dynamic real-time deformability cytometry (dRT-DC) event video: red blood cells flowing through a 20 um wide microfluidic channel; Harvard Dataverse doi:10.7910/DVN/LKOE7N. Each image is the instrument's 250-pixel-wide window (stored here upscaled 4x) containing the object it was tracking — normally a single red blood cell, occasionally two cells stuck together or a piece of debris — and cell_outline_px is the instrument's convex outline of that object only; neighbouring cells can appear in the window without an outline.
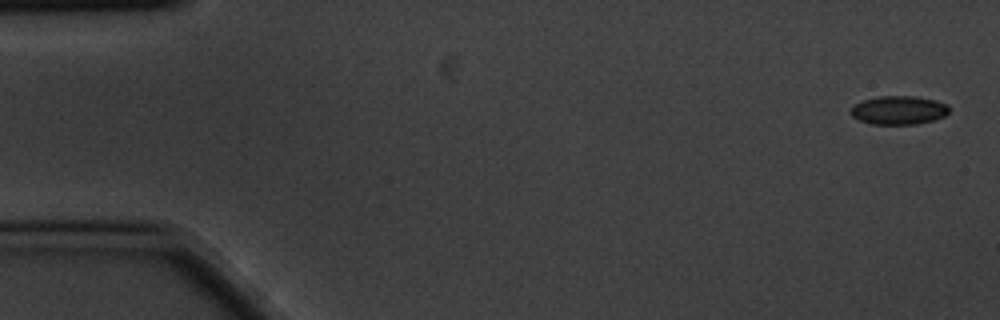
{"species": "common noctule bat (a hibernating species)", "species_latin": "Nyctalus noctula", "temperature_condition": "cold", "stored_images_in_passage": 5, "camera_frame_rate_fps": 3000, "um_per_image_px": 0.085, "animal": {"sex": "male", "body_mass_g": 20.1, "forearm_length_mm": 53.5}, "frame": {"image": 1, "passage_image": 1, "time_ms": 0.0, "image_size_px": [1000, 320], "cell_outline_px": [[948, 112], [944, 116], [932, 120], [916, 124], [872, 124], [860, 120], [852, 116], [848, 112], [856, 104], [864, 100], [880, 96], [916, 96], [936, 100], [948, 104]], "centroid_in_image_um": [76.4, 9.36], "position_along_channel_um": 8.6, "area_um2": 16.3}}